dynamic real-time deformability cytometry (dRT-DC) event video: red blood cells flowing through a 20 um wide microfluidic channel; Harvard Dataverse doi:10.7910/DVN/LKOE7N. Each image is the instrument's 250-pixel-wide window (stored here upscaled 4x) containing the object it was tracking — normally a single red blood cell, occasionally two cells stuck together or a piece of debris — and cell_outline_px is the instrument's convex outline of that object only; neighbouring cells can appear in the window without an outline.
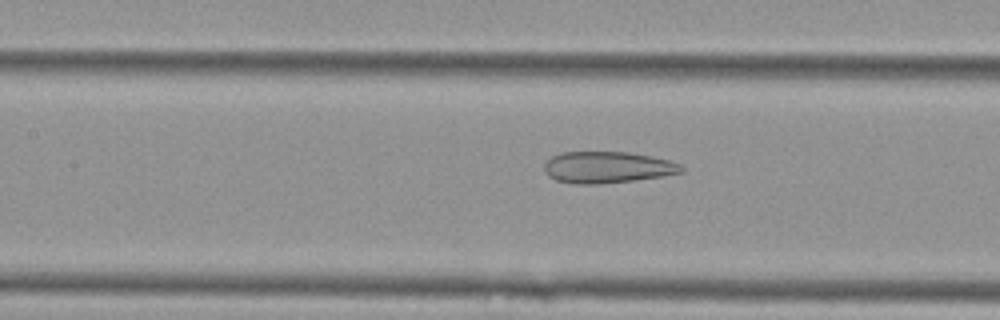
{"species": "Egyptian fruit bat (a non-hibernating species)", "species_latin": "Rousettus aegyptiacus", "temperature_condition": "cold", "stored_images_in_passage": 23, "camera_frame_rate_fps": 3000, "um_per_image_px": 0.085, "animal": {"sex": "female"}, "frame": {"image": 1, "passage_image": 20, "time_ms": 6.333, "image_size_px": [1000, 320], "cell_outline_px": [[684, 172], [660, 176], [632, 180], [596, 184], [576, 184], [556, 180], [548, 176], [544, 172], [544, 164], [552, 156], [560, 152], [628, 152], [652, 156], [668, 160], [680, 164], [684, 168]], "centroid_in_image_um": [51.6, 14.21], "position_along_channel_um": 155.8, "area_um2": 25.09}}